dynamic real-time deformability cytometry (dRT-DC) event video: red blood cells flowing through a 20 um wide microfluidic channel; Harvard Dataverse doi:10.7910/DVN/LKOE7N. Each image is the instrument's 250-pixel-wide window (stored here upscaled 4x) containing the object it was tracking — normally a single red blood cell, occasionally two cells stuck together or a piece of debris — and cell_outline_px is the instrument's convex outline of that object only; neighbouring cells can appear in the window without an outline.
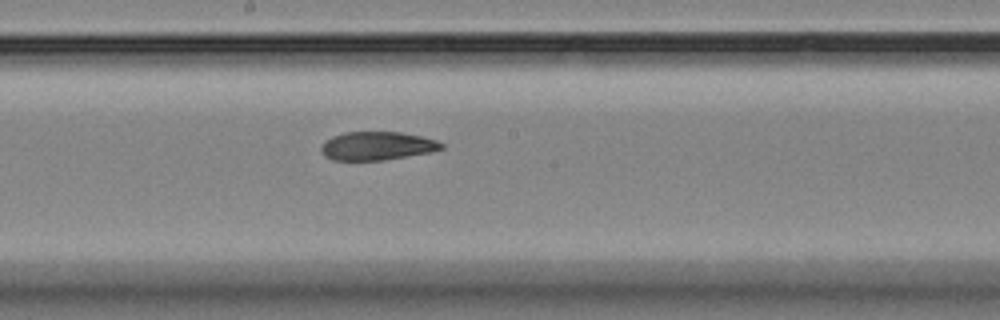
{"species": "Egyptian fruit bat (a non-hibernating species)", "species_latin": "Rousettus aegyptiacus", "temperature_condition": "room temperature", "stored_images_in_passage": 9, "camera_frame_rate_fps": 3000, "um_per_image_px": 0.085, "animal": {"sex": "female"}, "frame": {"image": 1, "passage_image": 9, "time_ms": 11.0, "image_size_px": [1000, 320], "cell_outline_px": [[444, 148], [428, 152], [384, 160], [332, 160], [324, 156], [320, 152], [320, 148], [324, 140], [332, 136], [344, 132], [400, 132], [420, 136], [436, 140], [444, 144]], "centroid_in_image_um": [31.99, 12.4], "position_along_channel_um": 216.2, "area_um2": 19.94}}